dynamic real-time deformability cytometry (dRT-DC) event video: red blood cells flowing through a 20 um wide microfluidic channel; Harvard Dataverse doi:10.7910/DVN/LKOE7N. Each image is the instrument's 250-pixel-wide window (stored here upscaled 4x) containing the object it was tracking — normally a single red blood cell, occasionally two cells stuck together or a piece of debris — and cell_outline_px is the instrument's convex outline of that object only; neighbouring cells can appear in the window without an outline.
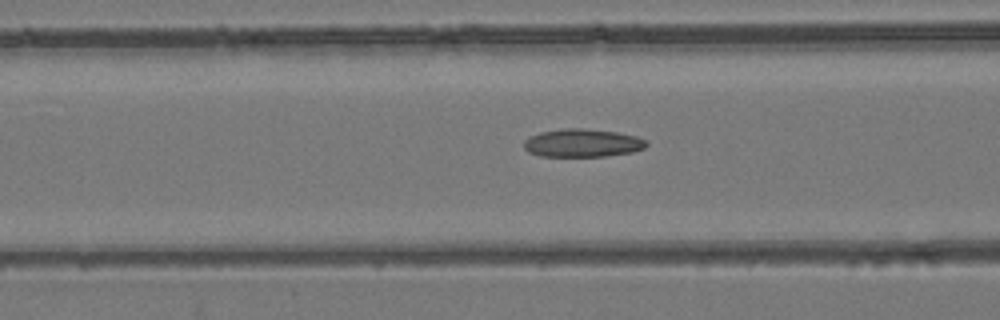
{"species": "common noctule bat (a hibernating species)", "species_latin": "Nyctalus noctula", "temperature_condition": "room temperature", "stored_images_in_passage": 53, "camera_frame_rate_fps": 3000, "um_per_image_px": 0.085, "animal": {"sex": "female", "body_mass_g": 24.6, "forearm_length_mm": 56.2}, "frame": {"image": 1, "passage_image": 21, "time_ms": 6.667, "image_size_px": [1000, 320], "cell_outline_px": [[648, 144], [644, 148], [632, 152], [604, 156], [540, 156], [528, 152], [524, 148], [524, 140], [540, 132], [564, 128], [580, 128], [616, 132], [636, 136], [644, 140]], "centroid_in_image_um": [49.48, 12.15], "position_along_channel_um": 117.1, "area_um2": 19.88}}
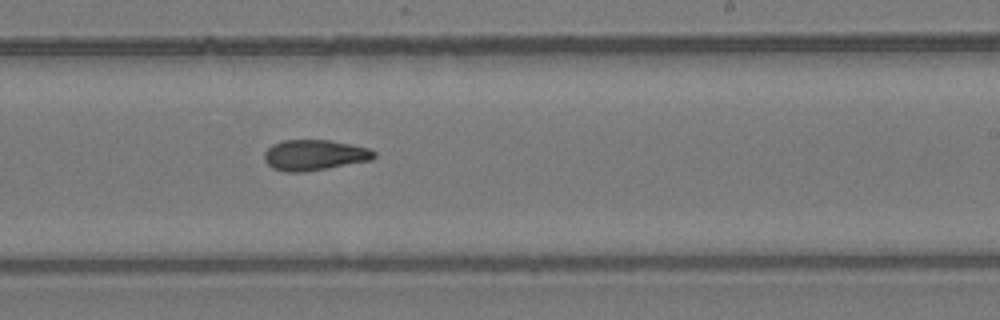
{"frame": {"image": 2, "passage_image": 32, "time_ms": 10.333, "image_size_px": [1000, 320], "cell_outline_px": [[376, 156], [372, 160], [328, 168], [304, 172], [284, 172], [272, 168], [264, 160], [264, 152], [272, 144], [280, 140], [328, 140], [352, 144], [368, 148], [376, 152]], "centroid_in_image_um": [26.71, 13.18], "position_along_channel_um": 262.3, "area_um2": 19.77}}
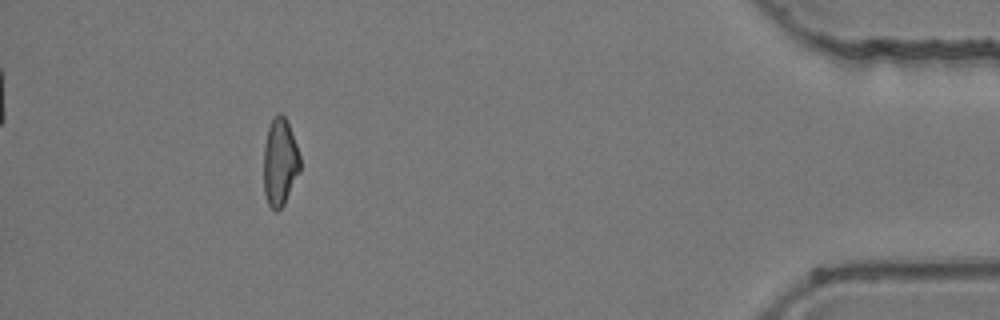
{"frame": {"image": 3, "passage_image": 48, "time_ms": 15.667, "image_size_px": [1000, 320], "cell_outline_px": [[300, 172], [284, 204], [276, 212], [268, 204], [264, 192], [264, 144], [268, 128], [272, 120], [280, 112], [288, 120], [300, 156]], "centroid_in_image_um": [23.8, 13.78], "position_along_channel_um": 411.4, "area_um2": 18.61}, "authors_computed_cell_mechanics": {"area_um2": 19.8254, "velocity_mm_per_s": 3.9565, "shape_relaxation_time_tau1_ms": null, "shape_relaxation_time_tau2_ms": 6.8006, "deformation_change_tau1": null, "deformation_change_tau2": 0.1574}}